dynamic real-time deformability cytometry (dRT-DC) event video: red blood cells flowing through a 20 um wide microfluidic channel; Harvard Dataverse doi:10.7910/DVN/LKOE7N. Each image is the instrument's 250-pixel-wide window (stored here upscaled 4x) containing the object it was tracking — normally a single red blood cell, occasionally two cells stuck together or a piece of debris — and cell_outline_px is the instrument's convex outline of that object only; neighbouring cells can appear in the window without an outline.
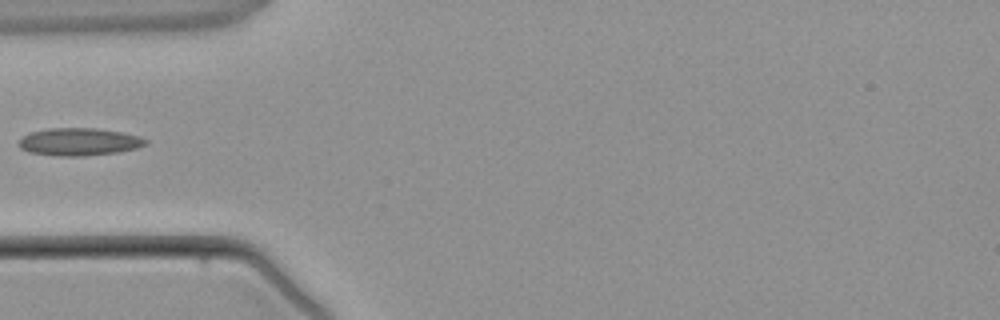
{"species": "common noctule bat (a hibernating species)", "species_latin": "Nyctalus noctula", "temperature_condition": "warm", "stored_images_in_passage": 2, "camera_frame_rate_fps": 3000, "um_per_image_px": 0.085, "animal": {"sex": "male", "body_mass_g": 21.5, "forearm_length_mm": 52.0}, "frame": {"image": 1, "passage_image": 2, "time_ms": 2.333, "image_size_px": [1000, 320], "cell_outline_px": [[148, 144], [136, 148], [120, 152], [84, 156], [56, 156], [28, 152], [20, 148], [16, 144], [24, 136], [32, 132], [48, 128], [96, 128], [120, 132], [140, 136], [148, 140]], "centroid_in_image_um": [6.73, 12.06], "position_along_channel_um": 78.3, "area_um2": 20.52}}